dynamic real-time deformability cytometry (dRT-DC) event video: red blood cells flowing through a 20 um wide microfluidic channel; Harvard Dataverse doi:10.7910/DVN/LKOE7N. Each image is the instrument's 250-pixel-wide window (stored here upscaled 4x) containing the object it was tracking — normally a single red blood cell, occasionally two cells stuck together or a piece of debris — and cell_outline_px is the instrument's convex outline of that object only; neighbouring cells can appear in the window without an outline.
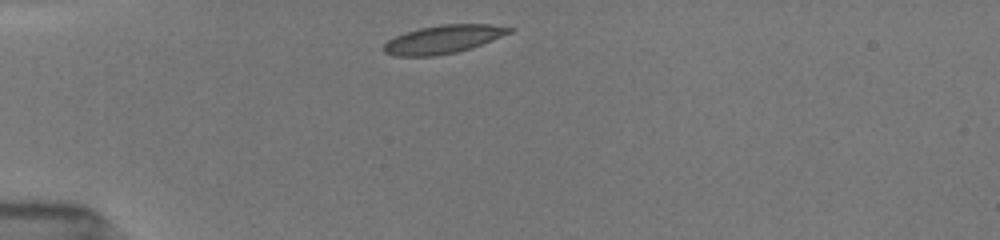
{"species": "common noctule bat (a hibernating species)", "species_latin": "Nyctalus noctula", "temperature_condition": "room temperature", "stored_images_in_passage": 4, "camera_frame_rate_fps": 3000, "um_per_image_px": 0.085, "animal": {"sex": "female", "body_mass_g": 19.5, "forearm_length_mm": 54.1}, "frame": {"image": 1, "passage_image": 1, "time_ms": 0.0, "image_size_px": [1000, 240], "cell_outline_px": [[512, 32], [492, 40], [456, 52], [432, 56], [396, 56], [384, 52], [380, 48], [388, 40], [396, 36], [420, 28], [440, 24], [492, 24], [512, 28]], "centroid_in_image_um": [37.64, 3.34], "position_along_channel_um": 47.4, "area_um2": 20.4}}
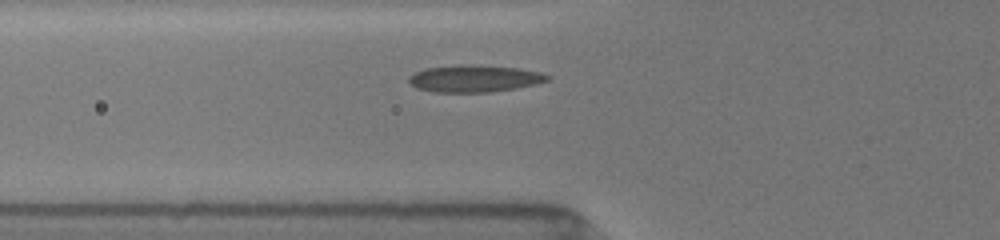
{"frame": {"image": 2, "passage_image": 4, "time_ms": 1.667, "image_size_px": [1000, 240], "cell_outline_px": [[552, 76], [548, 80], [536, 84], [516, 88], [492, 92], [436, 92], [416, 88], [408, 80], [408, 76], [424, 68], [460, 64], [464, 64], [520, 68], [544, 72]], "centroid_in_image_um": [40.36, 6.67], "position_along_channel_um": 85.4, "area_um2": 22.02}}